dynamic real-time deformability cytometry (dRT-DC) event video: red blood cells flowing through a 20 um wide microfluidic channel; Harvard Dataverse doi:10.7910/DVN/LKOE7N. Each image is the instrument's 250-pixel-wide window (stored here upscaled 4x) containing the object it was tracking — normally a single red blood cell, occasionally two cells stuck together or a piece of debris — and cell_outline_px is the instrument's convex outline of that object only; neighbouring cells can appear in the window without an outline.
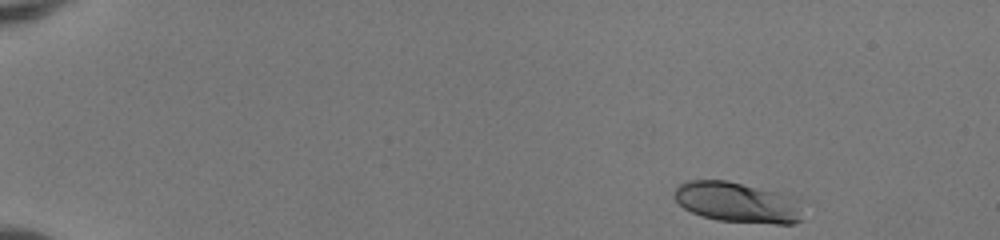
{"species": "human", "species_latin": "Homo sapiens", "temperature_condition": "room temperature", "stored_images_in_passage": 46, "camera_frame_rate_fps": 3000, "um_per_image_px": 0.085, "donor": {"sex": "female"}, "frame": {"image": 1, "passage_image": 1, "time_ms": 0.0, "image_size_px": [1000, 240], "cell_outline_px": [[804, 220], [792, 224], [776, 224], [716, 220], [700, 216], [684, 208], [672, 196], [672, 192], [680, 184], [688, 180], [728, 180], [776, 192], [800, 200]], "centroid_in_image_um": [62.69, 17.21], "position_along_channel_um": 22.3, "area_um2": 30.63}}
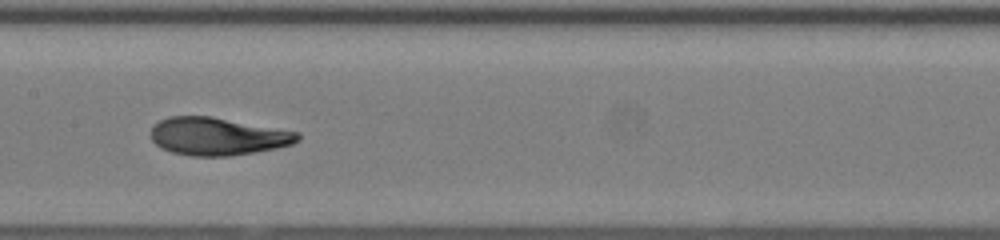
{"frame": {"image": 2, "passage_image": 23, "time_ms": 7.333, "image_size_px": [1000, 240], "cell_outline_px": [[300, 140], [292, 144], [276, 148], [232, 156], [192, 156], [172, 152], [160, 148], [152, 140], [152, 124], [168, 116], [212, 116], [300, 132]], "centroid_in_image_um": [18.5, 11.58], "position_along_channel_um": 188.9, "area_um2": 32.48}}
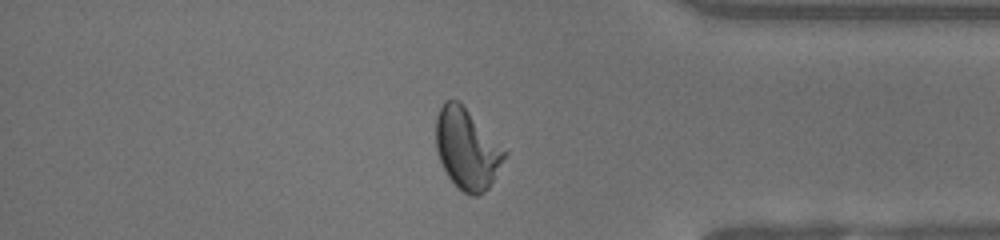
{"frame": {"image": 3, "passage_image": 39, "time_ms": 12.667, "image_size_px": [1000, 240], "cell_outline_px": [[508, 152], [488, 188], [484, 192], [476, 196], [472, 196], [464, 192], [448, 176], [440, 160], [436, 148], [436, 116], [444, 100], [460, 100]], "centroid_in_image_um": [39.69, 12.61], "position_along_channel_um": 395.5, "area_um2": 32.08}, "authors_computed_cell_mechanics": {"area_um2": 31.9923, "velocity_mm_per_s": 4.1165, "shape_relaxation_time_tau1_ms": 3.9079, "shape_relaxation_time_tau2_ms": 0.9702, "deformation_change_tau1": 0.1972, "deformation_change_tau2": 0.0498}}